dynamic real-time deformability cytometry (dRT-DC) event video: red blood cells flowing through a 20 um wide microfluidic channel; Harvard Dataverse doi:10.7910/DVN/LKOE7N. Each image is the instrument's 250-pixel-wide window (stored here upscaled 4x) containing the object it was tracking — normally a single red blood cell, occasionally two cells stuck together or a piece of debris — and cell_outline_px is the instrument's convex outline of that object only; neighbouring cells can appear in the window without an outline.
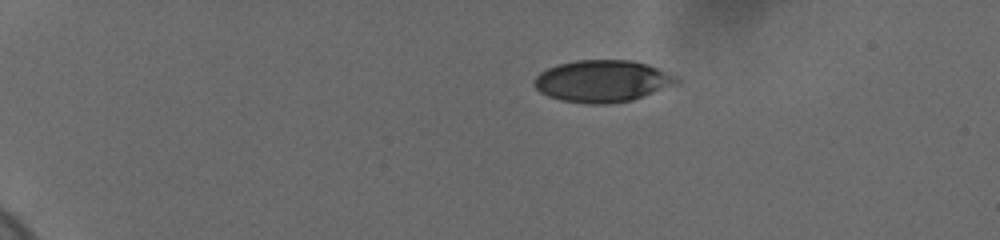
{"species": "human", "species_latin": "Homo sapiens", "temperature_condition": "cold", "stored_images_in_passage": 46, "camera_frame_rate_fps": 3000, "um_per_image_px": 0.085, "donor": {"sex": "female"}, "frame": {"image": 1, "passage_image": 1, "time_ms": 0.0, "image_size_px": [1000, 240], "cell_outline_px": [[680, 80], [676, 84], [632, 100], [604, 104], [588, 104], [560, 100], [548, 96], [540, 92], [536, 88], [536, 76], [540, 72], [556, 64], [576, 60], [632, 60], [648, 64], [676, 76]], "centroid_in_image_um": [51.2, 6.89], "position_along_channel_um": 33.8, "area_um2": 34.62}}
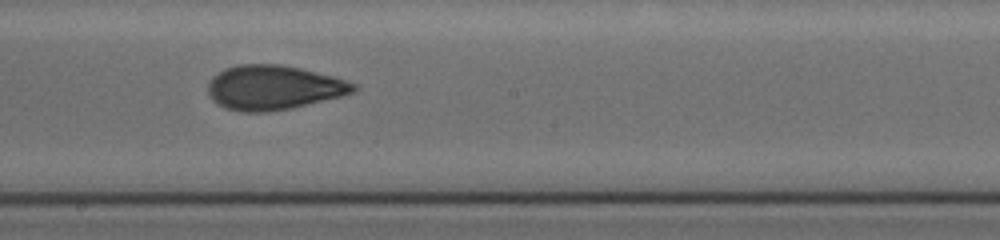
{"frame": {"image": 2, "passage_image": 24, "time_ms": 7.667, "image_size_px": [1000, 240], "cell_outline_px": [[356, 88], [352, 92], [340, 96], [292, 108], [268, 112], [244, 112], [224, 108], [216, 104], [208, 96], [208, 84], [212, 76], [224, 68], [240, 64], [280, 64], [300, 68], [332, 76], [356, 84]], "centroid_in_image_um": [23.18, 7.44], "position_along_channel_um": 225.0, "area_um2": 37.69}}
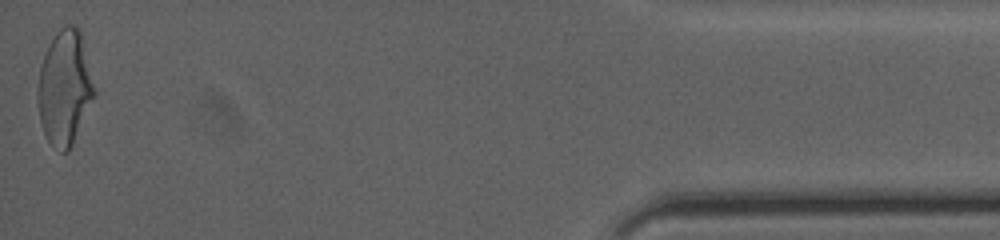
{"frame": {"image": 3, "passage_image": 46, "time_ms": 15.0, "image_size_px": [1000, 240], "cell_outline_px": [[96, 92], [72, 144], [68, 152], [60, 152], [48, 140], [44, 132], [40, 120], [36, 96], [36, 88], [40, 68], [44, 56], [56, 32], [60, 28], [68, 24], [76, 24], [80, 28]], "centroid_in_image_um": [5.49, 7.43], "position_along_channel_um": 429.7, "area_um2": 37.57}, "authors_computed_cell_mechanics": {"area_um2": 36.6163, "velocity_mm_per_s": 3.7074, "shape_relaxation_time_tau1_ms": 4.8805, "shape_relaxation_time_tau2_ms": 1.69, "deformation_change_tau1": 0.1616, "deformation_change_tau2": 0.0858}}